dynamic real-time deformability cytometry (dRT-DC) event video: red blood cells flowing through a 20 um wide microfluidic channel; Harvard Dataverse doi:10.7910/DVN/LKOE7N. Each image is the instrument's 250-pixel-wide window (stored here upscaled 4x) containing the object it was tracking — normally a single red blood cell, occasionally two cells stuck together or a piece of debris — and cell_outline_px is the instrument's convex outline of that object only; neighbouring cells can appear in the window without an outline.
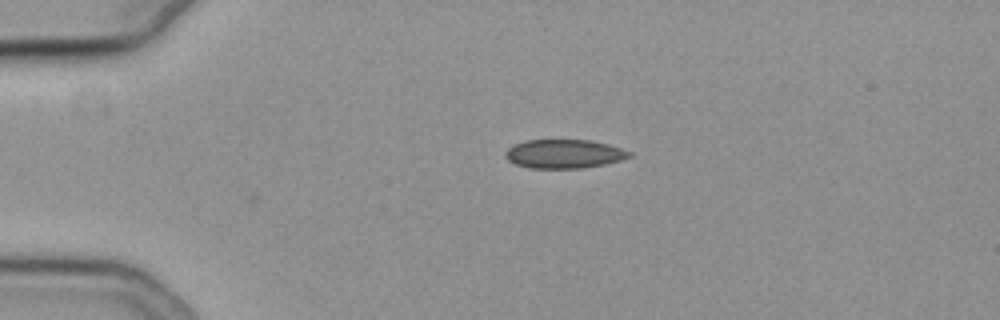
{"species": "common noctule bat (a hibernating species)", "species_latin": "Nyctalus noctula", "temperature_condition": "cold", "stored_images_in_passage": 2, "camera_frame_rate_fps": 3000, "um_per_image_px": 0.085, "animal": {"sex": "female", "body_mass_g": 19.3, "forearm_length_mm": 54.1}, "frame": {"image": 1, "passage_image": 2, "time_ms": 0.333, "image_size_px": [1000, 320], "cell_outline_px": [[632, 156], [620, 160], [604, 164], [584, 168], [528, 168], [516, 164], [508, 160], [504, 156], [508, 148], [524, 140], [588, 140], [608, 144], [632, 152]], "centroid_in_image_um": [47.94, 13.08], "position_along_channel_um": 37.1, "area_um2": 20.75}}